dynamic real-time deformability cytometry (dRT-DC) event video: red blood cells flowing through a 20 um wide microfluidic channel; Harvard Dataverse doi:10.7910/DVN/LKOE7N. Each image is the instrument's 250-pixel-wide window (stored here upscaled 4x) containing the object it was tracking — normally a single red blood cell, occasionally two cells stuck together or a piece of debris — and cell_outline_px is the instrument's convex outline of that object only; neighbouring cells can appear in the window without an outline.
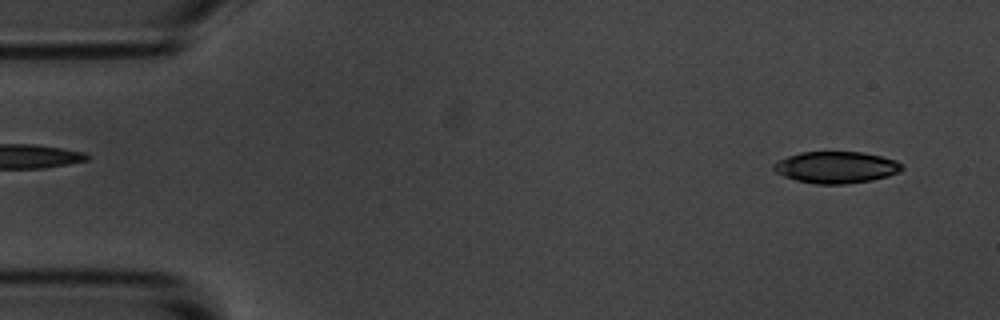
{"species": "common noctule bat (a hibernating species)", "species_latin": "Nyctalus noctula", "temperature_condition": "room temperature", "stored_images_in_passage": 54, "camera_frame_rate_fps": 3000, "um_per_image_px": 0.085, "animal": {"sex": "male", "body_mass_g": 20.1, "forearm_length_mm": 53.5}, "frame": {"image": 1, "passage_image": 3, "time_ms": 0.667, "image_size_px": [1000, 320], "cell_outline_px": [[904, 168], [900, 172], [888, 176], [872, 180], [844, 184], [816, 184], [796, 180], [784, 176], [776, 172], [772, 168], [772, 164], [776, 160], [800, 152], [864, 152], [896, 160], [904, 164]], "centroid_in_image_um": [71.08, 14.22], "position_along_channel_um": 13.9, "area_um2": 23.87}}
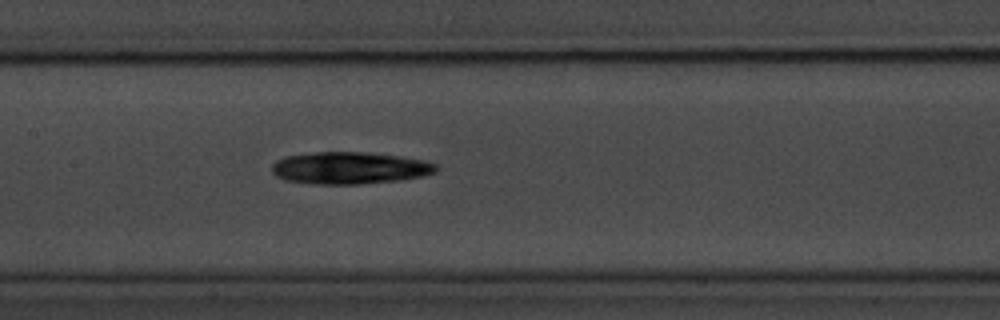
{"frame": {"image": 2, "passage_image": 25, "time_ms": 8.0, "image_size_px": [1000, 320], "cell_outline_px": [[436, 172], [424, 176], [400, 180], [360, 184], [312, 184], [284, 180], [276, 176], [272, 172], [272, 164], [276, 160], [284, 156], [316, 152], [368, 152], [424, 160], [436, 164]], "centroid_in_image_um": [29.69, 14.28], "position_along_channel_um": 177.7, "area_um2": 30.81}}
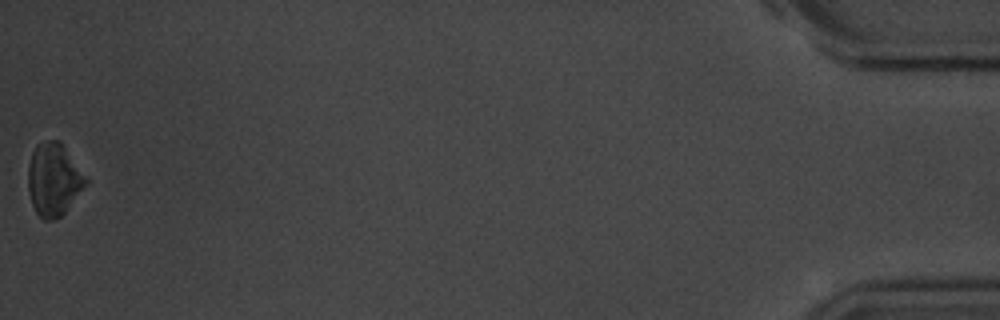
{"frame": {"image": 3, "passage_image": 54, "time_ms": 17.667, "image_size_px": [1000, 320], "cell_outline_px": [[88, 184], [64, 212], [60, 216], [52, 220], [44, 220], [36, 212], [32, 204], [28, 188], [28, 168], [32, 152], [36, 144], [48, 140], [60, 140], [88, 180]], "centroid_in_image_um": [4.56, 15.25], "position_along_channel_um": 430.6, "area_um2": 24.28}, "authors_computed_cell_mechanics": {"area_um2": 26.9348, "velocity_mm_per_s": 3.6359, "shape_relaxation_time_tau1_ms": 2.6099, "shape_relaxation_time_tau2_ms": null, "deformation_change_tau1": 0.1111, "deformation_change_tau2": null}}